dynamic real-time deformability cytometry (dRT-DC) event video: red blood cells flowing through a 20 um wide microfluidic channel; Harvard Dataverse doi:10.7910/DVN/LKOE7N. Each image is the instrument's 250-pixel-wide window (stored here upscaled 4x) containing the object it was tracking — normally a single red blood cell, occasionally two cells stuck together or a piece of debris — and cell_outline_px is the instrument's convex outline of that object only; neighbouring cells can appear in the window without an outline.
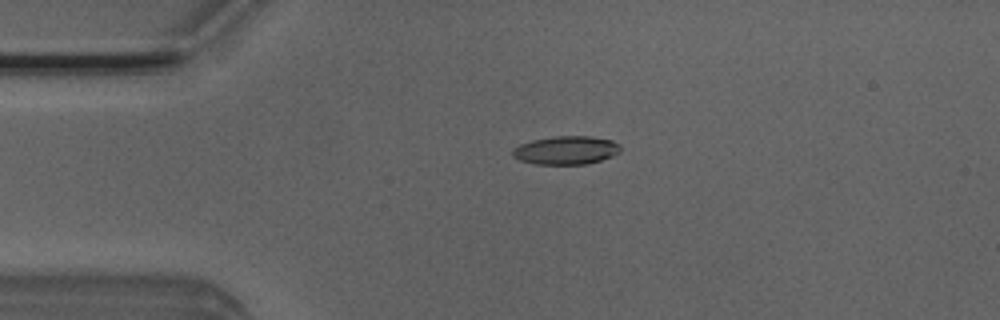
{"species": "Egyptian fruit bat (a non-hibernating species)", "species_latin": "Rousettus aegyptiacus", "temperature_condition": "room temperature", "stored_images_in_passage": 51, "camera_frame_rate_fps": 3000, "um_per_image_px": 0.085, "animal": {"sex": "male"}, "frame": {"image": 1, "passage_image": 11, "time_ms": 3.333, "image_size_px": [1000, 320], "cell_outline_px": [[620, 152], [612, 156], [600, 160], [584, 164], [536, 164], [520, 160], [512, 156], [512, 148], [520, 144], [532, 140], [552, 136], [592, 136], [612, 140], [620, 144]], "centroid_in_image_um": [48.11, 12.76], "position_along_channel_um": 36.9, "area_um2": 17.92}}
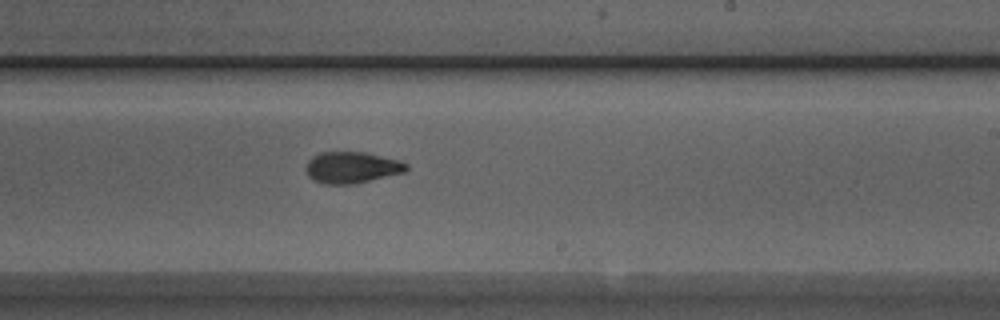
{"frame": {"image": 2, "passage_image": 30, "time_ms": 9.667, "image_size_px": [1000, 320], "cell_outline_px": [[408, 168], [404, 172], [356, 184], [324, 184], [312, 180], [308, 176], [304, 168], [308, 160], [312, 156], [320, 152], [364, 152], [400, 160], [408, 164]], "centroid_in_image_um": [29.87, 14.24], "position_along_channel_um": 259.1, "area_um2": 18.61}}
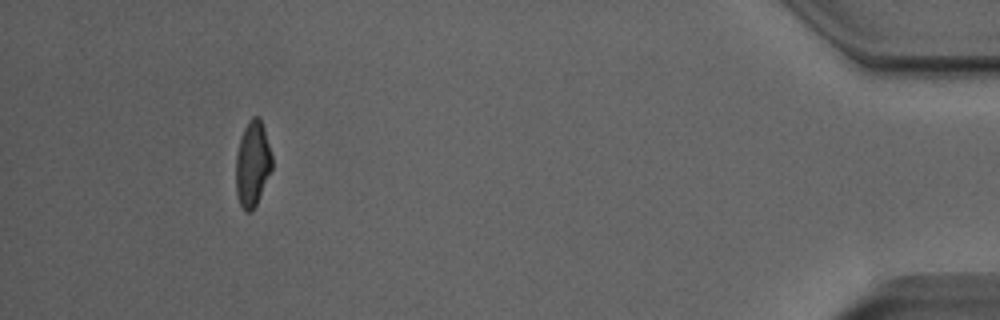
{"frame": {"image": 3, "passage_image": 47, "time_ms": 15.333, "image_size_px": [1000, 320], "cell_outline_px": [[272, 168], [256, 204], [252, 212], [244, 212], [236, 196], [236, 156], [240, 136], [248, 120], [252, 116], [256, 116], [260, 120], [272, 156]], "centroid_in_image_um": [21.43, 13.96], "position_along_channel_um": 413.8, "area_um2": 17.8}, "authors_computed_cell_mechanics": {"area_um2": 18.2648, "velocity_mm_per_s": 3.9976, "shape_relaxation_time_tau1_ms": 4.3246, "shape_relaxation_time_tau2_ms": 2.4408, "deformation_change_tau1": 0.1836, "deformation_change_tau2": 0.0919}}